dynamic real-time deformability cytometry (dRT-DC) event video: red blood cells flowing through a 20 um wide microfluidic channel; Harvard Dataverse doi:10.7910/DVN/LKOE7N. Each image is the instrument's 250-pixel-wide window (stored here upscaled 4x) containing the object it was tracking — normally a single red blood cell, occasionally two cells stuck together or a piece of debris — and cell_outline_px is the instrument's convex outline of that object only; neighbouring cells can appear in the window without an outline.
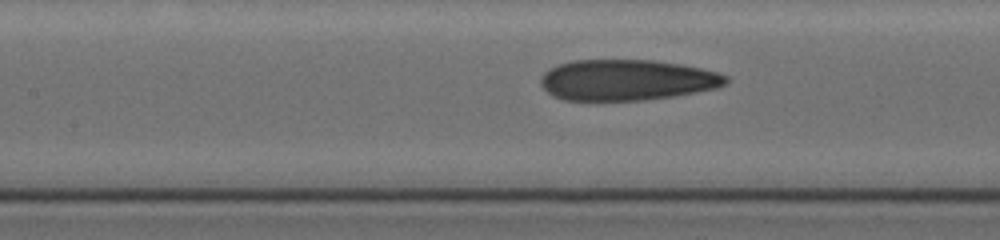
{"species": "human", "species_latin": "Homo sapiens", "temperature_condition": "cold", "stored_images_in_passage": 7, "camera_frame_rate_fps": 3000, "um_per_image_px": 0.085, "donor": {"sex": "female"}, "frame": {"image": 1, "passage_image": 4, "time_ms": 1.333, "image_size_px": [1000, 240], "cell_outline_px": [[728, 84], [716, 88], [672, 96], [644, 100], [564, 100], [552, 96], [540, 84], [540, 80], [544, 72], [548, 68], [572, 60], [652, 60], [680, 64], [700, 68], [716, 72], [728, 76]], "centroid_in_image_um": [53.26, 6.8], "position_along_channel_um": 154.1, "area_um2": 44.04}}